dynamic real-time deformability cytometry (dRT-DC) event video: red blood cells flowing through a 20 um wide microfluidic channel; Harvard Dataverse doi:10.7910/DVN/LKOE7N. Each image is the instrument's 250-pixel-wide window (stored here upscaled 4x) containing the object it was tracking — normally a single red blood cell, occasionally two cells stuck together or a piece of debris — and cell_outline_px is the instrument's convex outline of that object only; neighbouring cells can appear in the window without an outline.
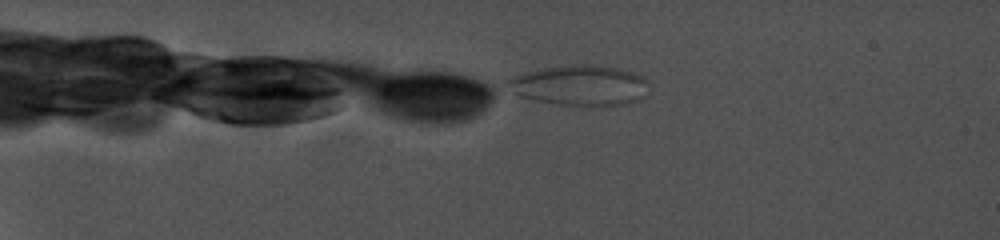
{"species": "common noctule bat (a hibernating species)", "species_latin": "Nyctalus noctula", "temperature_condition": "cold", "stored_images_in_passage": 33, "camera_frame_rate_fps": 5000, "um_per_image_px": 0.085, "animal": {"sex": "female", "body_mass_g": 19.0, "forearm_length_mm": 56.7}, "frame": {"image": 1, "passage_image": 1, "time_ms": 0.0, "image_size_px": [1000, 240], "cell_outline_px": [[648, 80], [644, 96], [640, 100], [624, 104], [560, 104], [536, 100], [520, 96], [516, 92], [508, 80], [516, 76], [528, 72], [544, 68], [576, 64], [592, 64], [616, 68], [632, 72], [644, 76]], "centroid_in_image_um": [49.39, 7.23], "position_along_channel_um": 35.6, "area_um2": 32.08}}
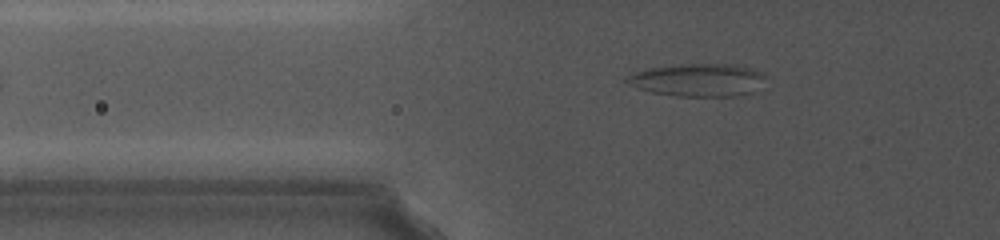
{"frame": {"image": 2, "passage_image": 9, "time_ms": 4.2, "image_size_px": [1000, 240], "cell_outline_px": [[768, 76], [748, 92], [732, 96], [684, 96], [652, 92], [640, 88], [628, 80], [636, 72], [648, 68], [672, 64], [736, 64], [756, 68], [764, 72]], "centroid_in_image_um": [59.42, 6.76], "position_along_channel_um": 66.4, "area_um2": 25.89}}
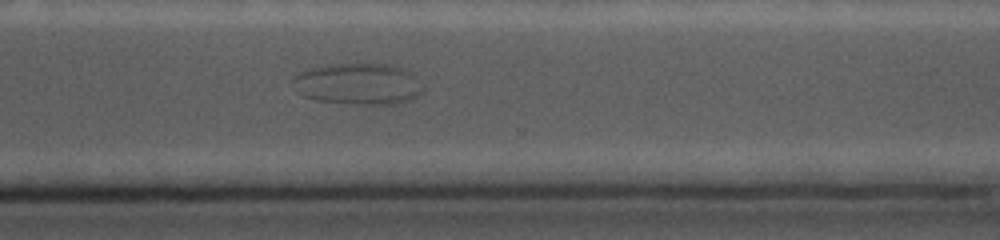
{"frame": {"image": 3, "passage_image": 28, "time_ms": 13.4, "image_size_px": [1000, 240], "cell_outline_px": [[420, 92], [416, 96], [408, 100], [388, 104], [360, 104], [316, 100], [304, 96], [296, 92], [292, 80], [292, 76], [300, 72], [312, 68], [328, 64], [392, 64], [404, 68], [416, 76]], "centroid_in_image_um": [30.38, 7.12], "position_along_channel_um": 340.2, "area_um2": 31.04}}